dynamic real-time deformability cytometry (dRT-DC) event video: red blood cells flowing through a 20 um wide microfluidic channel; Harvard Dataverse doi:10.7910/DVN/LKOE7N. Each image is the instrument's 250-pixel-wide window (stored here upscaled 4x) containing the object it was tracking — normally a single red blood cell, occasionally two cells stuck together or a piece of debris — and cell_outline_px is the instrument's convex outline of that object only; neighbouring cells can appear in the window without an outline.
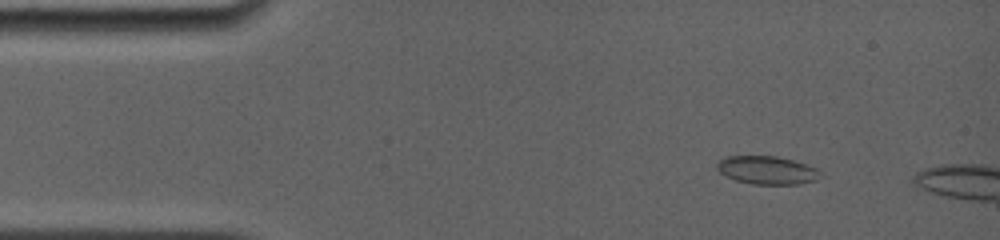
{"species": "common noctule bat (a hibernating species)", "species_latin": "Nyctalus noctula", "temperature_condition": "room temperature", "stored_images_in_passage": 25, "camera_frame_rate_fps": 4000, "um_per_image_px": 0.085, "animal": {"sex": "female", "body_mass_g": 19.0, "forearm_length_mm": 56.7}, "frame": {"image": 1, "passage_image": 1, "time_ms": 0.0, "image_size_px": [1000, 240], "cell_outline_px": [[820, 172], [816, 180], [800, 184], [752, 184], [736, 180], [724, 176], [716, 168], [716, 164], [720, 160], [728, 156], [776, 156], [792, 160], [816, 168]], "centroid_in_image_um": [65.15, 14.47], "position_along_channel_um": 19.8, "area_um2": 16.82}}
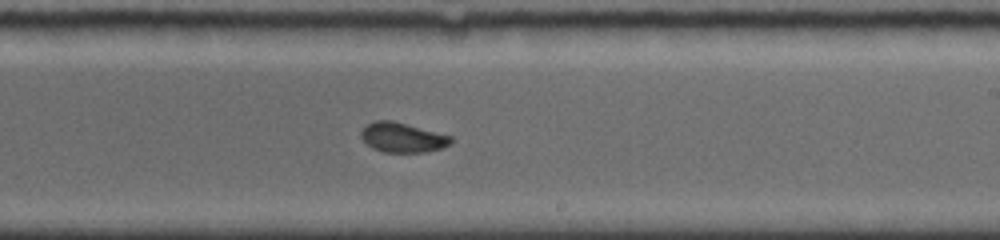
{"frame": {"image": 2, "passage_image": 15, "time_ms": 8.0, "image_size_px": [1000, 240], "cell_outline_px": [[452, 140], [448, 144], [440, 148], [424, 152], [384, 152], [372, 148], [360, 136], [360, 132], [368, 124], [376, 120], [392, 120], [452, 136]], "centroid_in_image_um": [34.19, 11.68], "position_along_channel_um": 254.8, "area_um2": 15.32}}
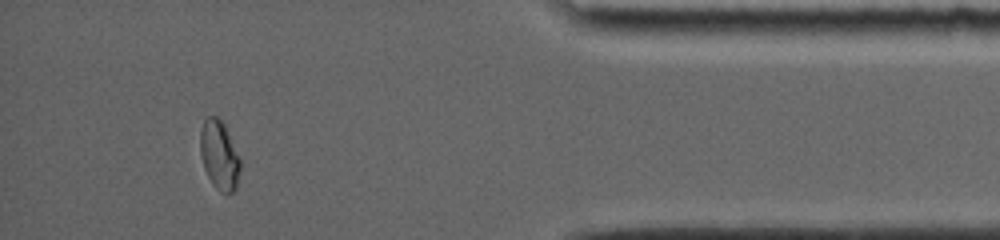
{"frame": {"image": 3, "passage_image": 24, "time_ms": 13.0, "image_size_px": [1000, 240], "cell_outline_px": [[240, 168], [236, 188], [228, 196], [220, 192], [212, 184], [204, 168], [200, 152], [200, 132], [204, 116], [216, 116], [224, 124], [240, 160]], "centroid_in_image_um": [18.62, 13.21], "position_along_channel_um": 416.6, "area_um2": 16.13}}